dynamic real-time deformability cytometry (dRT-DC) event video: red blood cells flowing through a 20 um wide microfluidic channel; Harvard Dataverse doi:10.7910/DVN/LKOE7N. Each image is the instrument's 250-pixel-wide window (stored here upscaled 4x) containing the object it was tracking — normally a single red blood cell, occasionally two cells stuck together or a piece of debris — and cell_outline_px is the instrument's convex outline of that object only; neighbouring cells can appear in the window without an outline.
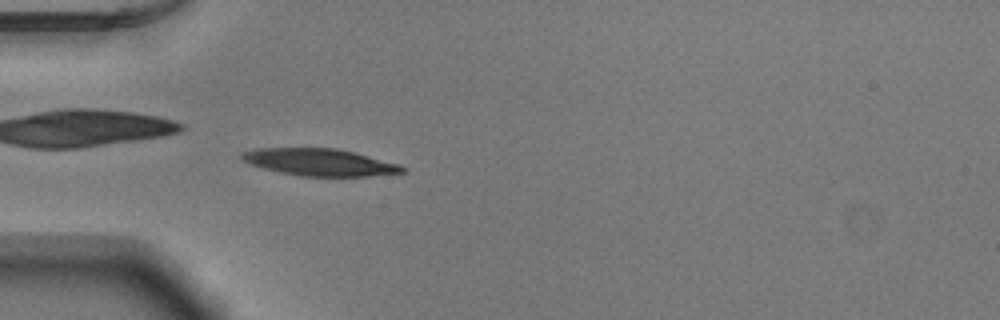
{"species": "Egyptian fruit bat (a non-hibernating species)", "species_latin": "Rousettus aegyptiacus", "temperature_condition": "warm", "stored_images_in_passage": 52, "camera_frame_rate_fps": 3000, "um_per_image_px": 0.085, "animal": {"sex": "male"}, "frame": {"image": 1, "passage_image": 16, "time_ms": 5.0, "image_size_px": [1000, 320], "cell_outline_px": [[404, 172], [368, 176], [300, 176], [280, 172], [264, 168], [240, 160], [240, 156], [244, 152], [256, 148], [336, 148], [356, 152], [400, 164], [404, 168]], "centroid_in_image_um": [27.18, 13.78], "position_along_channel_um": 57.8, "area_um2": 25.26}}
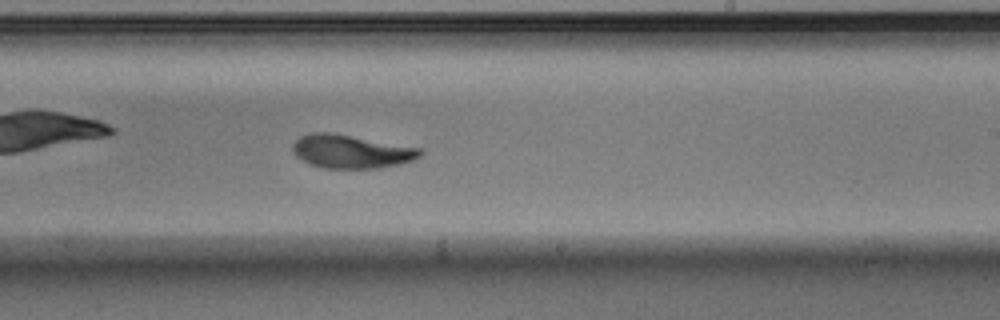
{"frame": {"image": 2, "passage_image": 32, "time_ms": 10.333, "image_size_px": [1000, 320], "cell_outline_px": [[424, 152], [420, 156], [412, 160], [380, 168], [324, 168], [308, 164], [296, 156], [292, 152], [292, 144], [300, 136], [312, 132], [328, 132], [420, 148]], "centroid_in_image_um": [29.79, 12.88], "position_along_channel_um": 259.2, "area_um2": 24.62}}
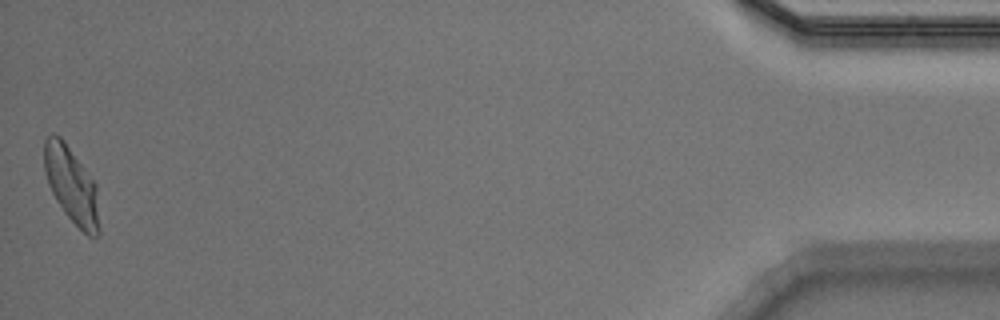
{"frame": {"image": 3, "passage_image": 52, "time_ms": 17.0, "image_size_px": [1000, 320], "cell_outline_px": [[100, 236], [88, 236], [64, 212], [56, 200], [48, 184], [44, 172], [44, 140], [52, 132], [60, 136], [64, 140], [96, 184], [100, 228]], "centroid_in_image_um": [6.07, 15.72], "position_along_channel_um": 429.1, "area_um2": 24.45}, "authors_computed_cell_mechanics": {"area_um2": 24.6228, "velocity_mm_per_s": 3.8752, "shape_relaxation_time_tau1_ms": 3.8082, "shape_relaxation_time_tau2_ms": 1.9671, "deformation_change_tau1": 0.1692, "deformation_change_tau2": 0.0845}}